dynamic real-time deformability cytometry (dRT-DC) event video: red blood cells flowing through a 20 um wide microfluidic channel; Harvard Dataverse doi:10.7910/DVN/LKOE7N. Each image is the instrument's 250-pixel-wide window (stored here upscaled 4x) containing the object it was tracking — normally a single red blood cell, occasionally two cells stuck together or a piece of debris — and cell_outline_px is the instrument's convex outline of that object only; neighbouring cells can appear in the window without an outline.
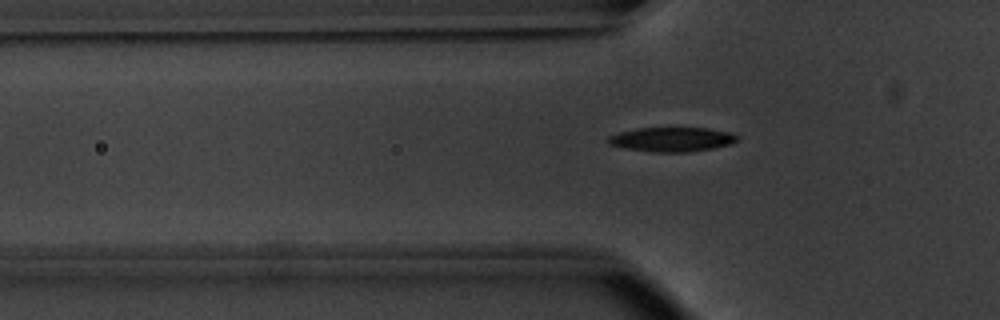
{"species": "common noctule bat (a hibernating species)", "species_latin": "Nyctalus noctula", "temperature_condition": "warm", "stored_images_in_passage": 37, "camera_frame_rate_fps": 3000, "um_per_image_px": 0.085, "animal": {"sex": "male", "body_mass_g": 20.1, "forearm_length_mm": 53.5}, "frame": {"image": 1, "passage_image": 3, "time_ms": 0.667, "image_size_px": [1000, 320], "cell_outline_px": [[740, 140], [732, 144], [712, 148], [688, 152], [652, 152], [624, 148], [608, 144], [608, 136], [620, 132], [636, 128], [708, 128], [732, 132], [740, 136]], "centroid_in_image_um": [57.16, 11.84], "position_along_channel_um": 68.6, "area_um2": 18.55}}
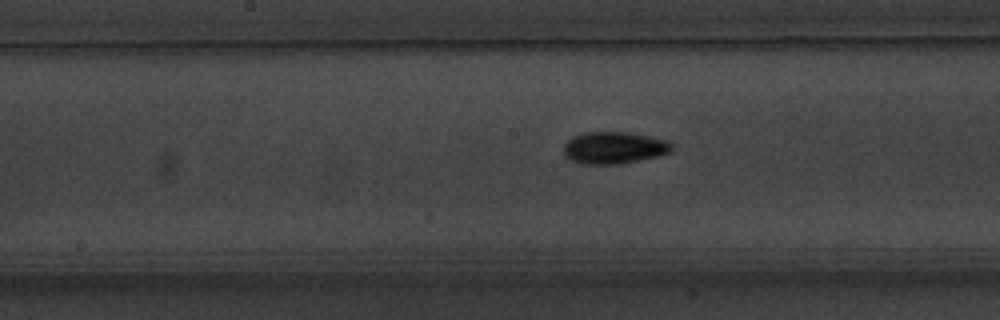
{"frame": {"image": 2, "passage_image": 13, "time_ms": 4.0, "image_size_px": [1000, 320], "cell_outline_px": [[672, 152], [656, 156], [620, 164], [580, 164], [564, 156], [564, 144], [572, 136], [584, 132], [628, 132], [668, 140], [672, 144]], "centroid_in_image_um": [52.17, 12.55], "position_along_channel_um": 196.0, "area_um2": 20.23}}
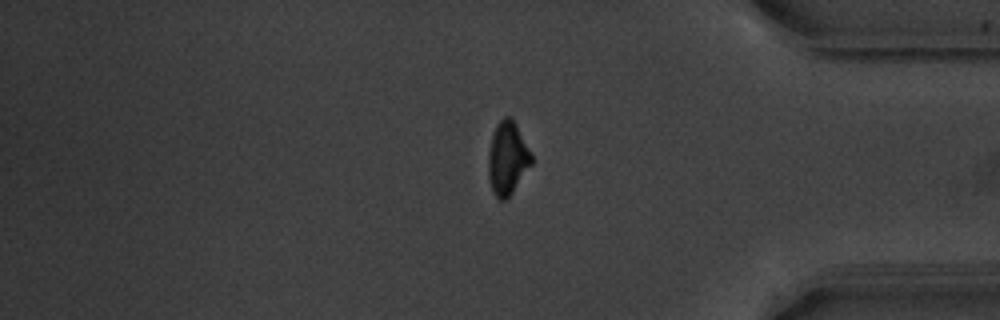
{"frame": {"image": 3, "passage_image": 30, "time_ms": 9.667, "image_size_px": [1000, 320], "cell_outline_px": [[532, 164], [508, 200], [500, 200], [492, 192], [488, 176], [488, 156], [492, 136], [496, 124], [504, 116], [512, 116], [532, 152]], "centroid_in_image_um": [43.15, 13.46], "position_along_channel_um": 392.0, "area_um2": 18.79}}